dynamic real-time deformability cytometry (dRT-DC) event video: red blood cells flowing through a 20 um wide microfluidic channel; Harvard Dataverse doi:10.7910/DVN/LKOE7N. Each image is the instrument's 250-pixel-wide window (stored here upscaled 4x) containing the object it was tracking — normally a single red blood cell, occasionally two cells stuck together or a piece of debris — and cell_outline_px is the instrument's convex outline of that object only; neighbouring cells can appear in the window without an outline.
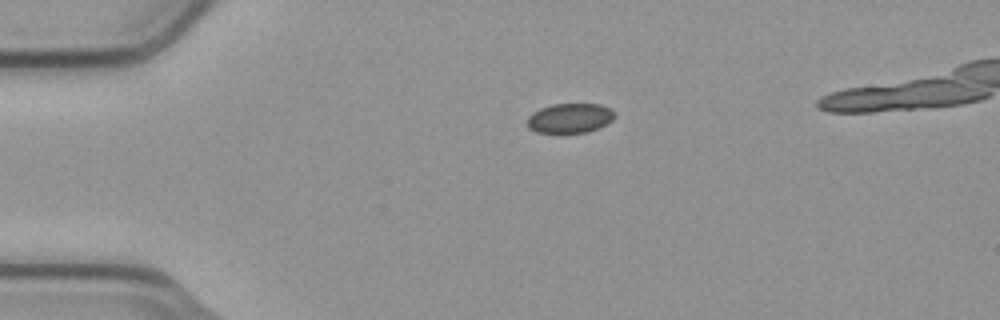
{"species": "common noctule bat (a hibernating species)", "species_latin": "Nyctalus noctula", "temperature_condition": "cold", "stored_images_in_passage": 2, "camera_frame_rate_fps": 3000, "um_per_image_px": 0.085, "animal": {"sex": "male", "body_mass_g": 23.1, "forearm_length_mm": 52.7}, "frame": {"image": 1, "passage_image": 2, "time_ms": 0.333, "image_size_px": [1000, 320], "cell_outline_px": [[616, 116], [612, 120], [588, 132], [536, 132], [528, 128], [528, 116], [532, 112], [540, 108], [552, 104], [600, 104], [616, 112]], "centroid_in_image_um": [48.43, 10.02], "position_along_channel_um": 36.6, "area_um2": 14.97}}